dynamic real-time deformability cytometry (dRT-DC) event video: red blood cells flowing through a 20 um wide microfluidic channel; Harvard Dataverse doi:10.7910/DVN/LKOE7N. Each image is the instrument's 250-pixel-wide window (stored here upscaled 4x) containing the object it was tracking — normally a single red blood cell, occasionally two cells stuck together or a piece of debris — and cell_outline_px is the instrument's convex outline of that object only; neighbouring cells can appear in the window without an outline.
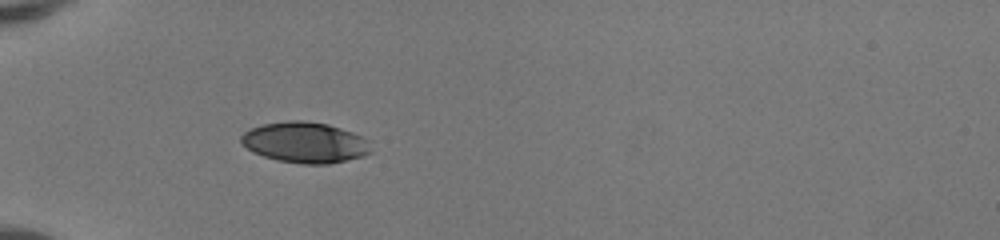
{"species": "human", "species_latin": "Homo sapiens", "temperature_condition": "room temperature", "stored_images_in_passage": 34, "camera_frame_rate_fps": 3000, "um_per_image_px": 0.085, "donor": {"sex": "female"}, "frame": {"image": 1, "passage_image": 1, "time_ms": 0.0, "image_size_px": [1000, 240], "cell_outline_px": [[372, 152], [364, 156], [328, 164], [304, 164], [280, 160], [264, 156], [252, 152], [240, 140], [240, 136], [244, 132], [260, 124], [288, 120], [304, 120], [328, 124], [352, 132], [368, 140]], "centroid_in_image_um": [25.93, 12.1], "position_along_channel_um": 59.1, "area_um2": 30.81}}
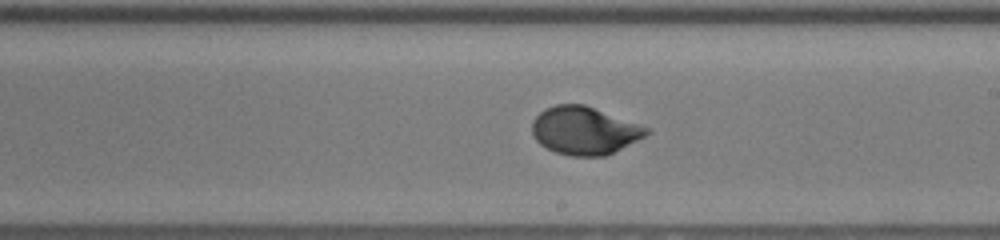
{"frame": {"image": 2, "passage_image": 15, "time_ms": 4.667, "image_size_px": [1000, 240], "cell_outline_px": [[652, 132], [604, 156], [568, 156], [556, 152], [540, 144], [536, 140], [532, 132], [532, 120], [544, 108], [556, 104], [584, 104], [652, 128]], "centroid_in_image_um": [49.67, 11.08], "position_along_channel_um": 239.3, "area_um2": 31.91}}
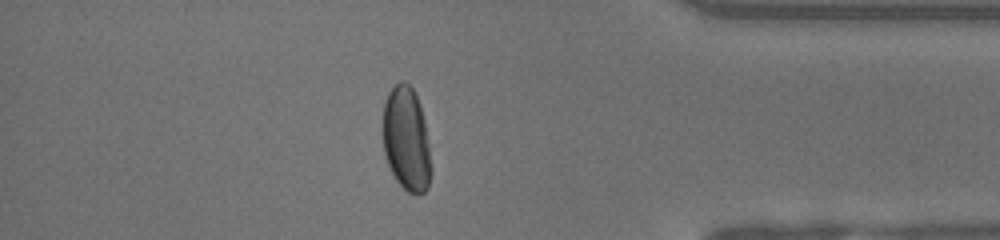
{"frame": {"image": 3, "passage_image": 28, "time_ms": 9.0, "image_size_px": [1000, 240], "cell_outline_px": [[432, 172], [428, 188], [424, 192], [416, 196], [408, 192], [396, 180], [388, 164], [384, 152], [384, 104], [388, 92], [400, 80], [404, 80], [412, 88], [420, 104], [424, 120], [432, 168]], "centroid_in_image_um": [34.57, 11.86], "position_along_channel_um": 400.6, "area_um2": 29.19}, "authors_computed_cell_mechanics": {"area_um2": 31.5588, "velocity_mm_per_s": 4.1708, "shape_relaxation_time_tau1_ms": 3.4565, "shape_relaxation_time_tau2_ms": null, "deformation_change_tau1": 0.1743, "deformation_change_tau2": null}}